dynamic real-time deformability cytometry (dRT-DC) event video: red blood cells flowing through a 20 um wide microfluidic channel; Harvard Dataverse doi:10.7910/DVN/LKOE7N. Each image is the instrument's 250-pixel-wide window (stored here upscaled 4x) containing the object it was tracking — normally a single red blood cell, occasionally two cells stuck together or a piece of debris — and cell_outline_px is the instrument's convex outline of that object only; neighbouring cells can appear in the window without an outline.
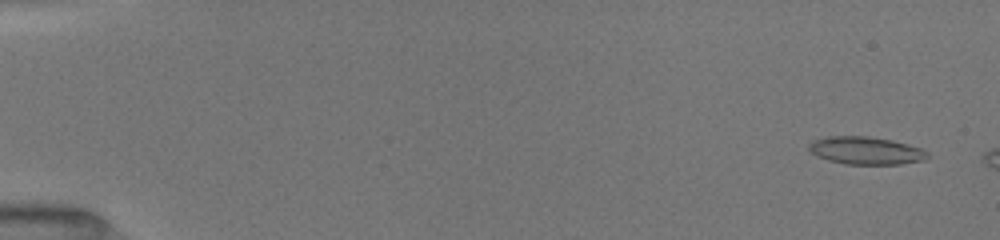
{"species": "common noctule bat (a hibernating species)", "species_latin": "Nyctalus noctula", "temperature_condition": "room temperature", "stored_images_in_passage": 9, "camera_frame_rate_fps": 3000, "um_per_image_px": 0.085, "animal": {"sex": "female", "body_mass_g": 19.5, "forearm_length_mm": 54.1}, "frame": {"image": 1, "passage_image": 3, "time_ms": 0.667, "image_size_px": [1000, 240], "cell_outline_px": [[928, 156], [924, 160], [900, 164], [844, 164], [828, 160], [816, 156], [808, 148], [808, 144], [812, 140], [828, 136], [868, 136], [892, 140], [908, 144], [920, 148], [928, 152]], "centroid_in_image_um": [73.57, 12.79], "position_along_channel_um": 11.4, "area_um2": 19.19}}
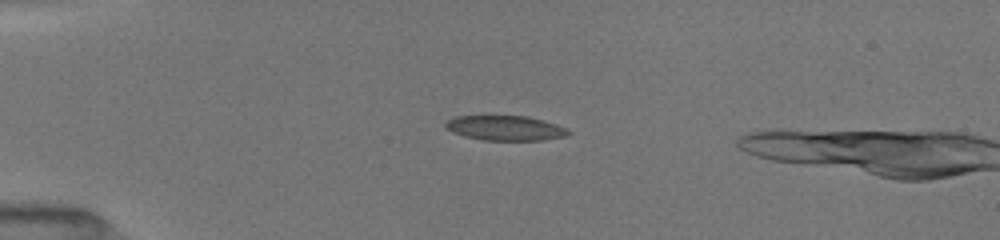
{"frame": {"image": 2, "passage_image": 8, "time_ms": 4.333, "image_size_px": [1000, 240], "cell_outline_px": [[572, 132], [568, 136], [544, 140], [484, 140], [464, 136], [452, 132], [444, 128], [444, 120], [456, 116], [528, 116], [544, 120], [556, 124]], "centroid_in_image_um": [42.92, 10.88], "position_along_channel_um": 42.1, "area_um2": 17.98}}